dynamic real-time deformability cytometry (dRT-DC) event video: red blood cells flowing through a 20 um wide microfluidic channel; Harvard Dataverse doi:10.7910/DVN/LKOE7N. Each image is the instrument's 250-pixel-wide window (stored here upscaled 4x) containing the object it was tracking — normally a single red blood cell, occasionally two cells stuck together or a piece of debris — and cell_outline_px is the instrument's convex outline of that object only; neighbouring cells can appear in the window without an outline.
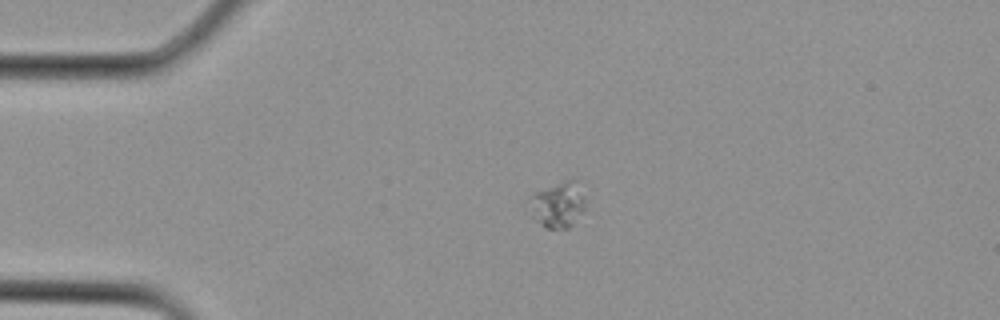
{"species": "Egyptian fruit bat (a non-hibernating species)", "species_latin": "Rousettus aegyptiacus", "temperature_condition": "cold", "stored_images_in_passage": 2, "camera_frame_rate_fps": 3000, "um_per_image_px": 0.085, "animal": {"sex": "female"}, "frame": {"image": 1, "passage_image": 2, "time_ms": 0.333, "image_size_px": [1000, 320], "cell_outline_px": [[584, 212], [568, 228], [548, 228], [536, 220], [532, 216], [524, 200], [532, 192], [564, 180], [576, 180], [584, 196]], "centroid_in_image_um": [47.35, 17.37], "position_along_channel_um": 37.7, "area_um2": 15.32}}